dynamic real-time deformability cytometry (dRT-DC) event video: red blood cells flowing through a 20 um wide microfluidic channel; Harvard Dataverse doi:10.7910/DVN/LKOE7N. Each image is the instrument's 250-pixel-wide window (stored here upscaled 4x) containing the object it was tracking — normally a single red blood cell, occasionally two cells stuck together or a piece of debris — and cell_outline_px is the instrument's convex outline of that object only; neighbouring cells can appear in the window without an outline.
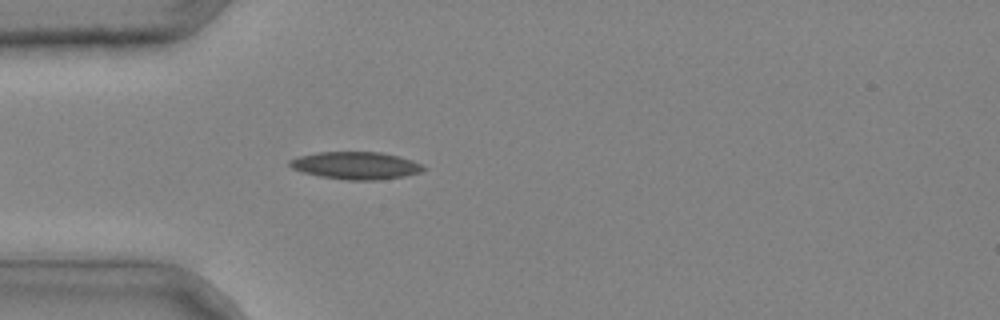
{"species": "common noctule bat (a hibernating species)", "species_latin": "Nyctalus noctula", "temperature_condition": "cold", "stored_images_in_passage": 34, "camera_frame_rate_fps": 3000, "um_per_image_px": 0.085, "animal": {"sex": "male", "body_mass_g": 20.4}, "frame": {"image": 1, "passage_image": 5, "time_ms": 1.333, "image_size_px": [1000, 320], "cell_outline_px": [[428, 168], [420, 172], [404, 176], [376, 180], [348, 180], [320, 176], [304, 172], [292, 168], [288, 164], [288, 160], [300, 156], [316, 152], [380, 152], [412, 160]], "centroid_in_image_um": [30.23, 14.07], "position_along_channel_um": 54.8, "area_um2": 21.21}}
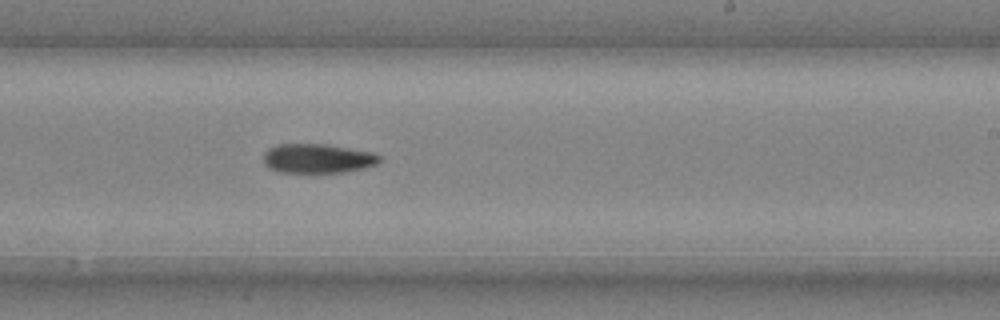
{"frame": {"image": 2, "passage_image": 19, "time_ms": 6.0, "image_size_px": [1000, 320], "cell_outline_px": [[380, 160], [376, 164], [344, 172], [280, 172], [268, 168], [264, 164], [264, 152], [268, 148], [276, 144], [324, 144], [372, 152], [380, 156]], "centroid_in_image_um": [26.93, 13.46], "position_along_channel_um": 262.1, "area_um2": 19.65}}
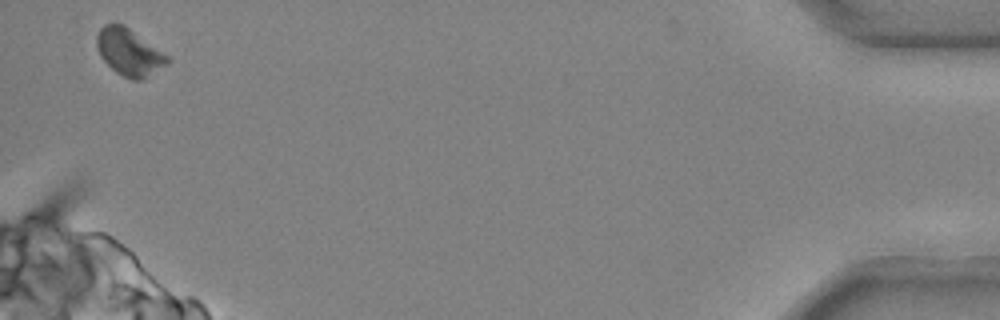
{"frame": {"image": 3, "passage_image": 34, "time_ms": 11.0, "image_size_px": [1000, 320], "cell_outline_px": [[172, 60], [168, 64], [144, 80], [132, 80], [116, 72], [100, 56], [96, 48], [96, 36], [100, 28], [104, 24], [124, 24], [164, 52]], "centroid_in_image_um": [11.0, 4.44], "position_along_channel_um": 424.2, "area_um2": 19.54}}